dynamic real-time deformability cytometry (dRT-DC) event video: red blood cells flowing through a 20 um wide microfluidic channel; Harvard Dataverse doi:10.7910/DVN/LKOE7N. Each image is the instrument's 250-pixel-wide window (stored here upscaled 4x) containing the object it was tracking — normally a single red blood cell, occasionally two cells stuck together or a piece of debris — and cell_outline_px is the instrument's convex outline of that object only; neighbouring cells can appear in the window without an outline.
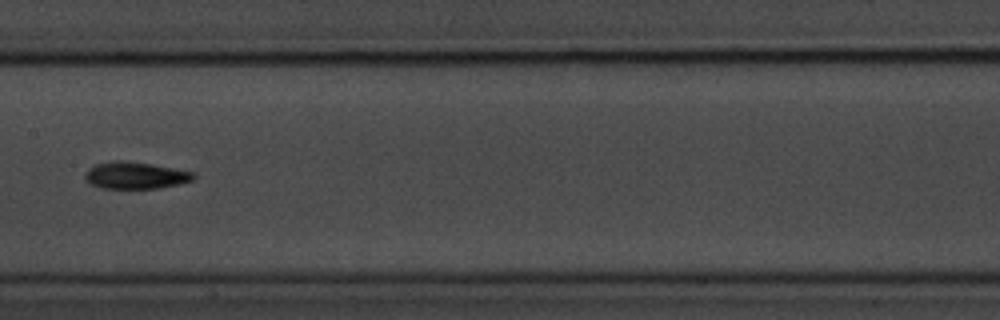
{"species": "common noctule bat (a hibernating species)", "species_latin": "Nyctalus noctula", "temperature_condition": "room temperature", "stored_images_in_passage": 14, "camera_frame_rate_fps": 3000, "um_per_image_px": 0.085, "animal": {"sex": "male", "body_mass_g": 20.1, "forearm_length_mm": 53.5}, "frame": {"image": 1, "passage_image": 7, "time_ms": 7.667, "image_size_px": [1000, 320], "cell_outline_px": [[196, 176], [192, 180], [180, 184], [160, 188], [104, 188], [92, 184], [84, 176], [88, 168], [96, 164], [112, 160], [124, 160], [152, 164], [192, 172]], "centroid_in_image_um": [11.51, 14.9], "position_along_channel_um": 195.9, "area_um2": 16.88}}
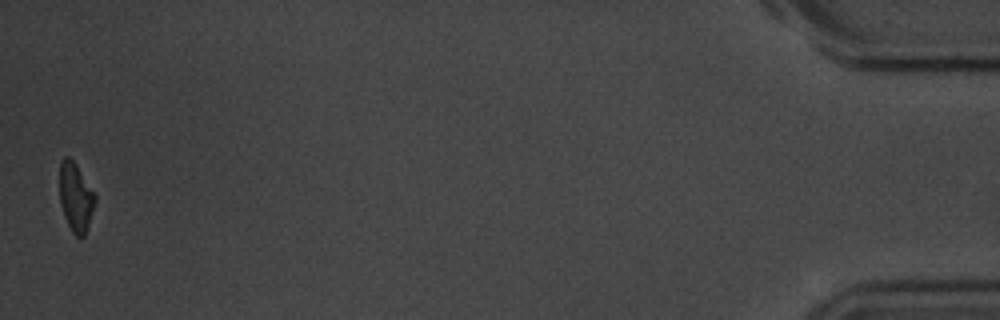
{"frame": {"image": 2, "passage_image": 14, "time_ms": 16.667, "image_size_px": [1000, 320], "cell_outline_px": [[96, 200], [84, 236], [76, 236], [72, 232], [64, 216], [60, 204], [60, 164], [64, 156], [68, 156], [76, 164], [96, 196]], "centroid_in_image_um": [6.42, 16.75], "position_along_channel_um": 428.8, "area_um2": 13.93}, "authors_computed_cell_mechanics": {"area_um2": 15.606, "velocity_mm_per_s": 3.6254, "shape_relaxation_time_tau1_ms": 1.8523, "shape_relaxation_time_tau2_ms": null, "deformation_change_tau1": 0.1216, "deformation_change_tau2": null}}